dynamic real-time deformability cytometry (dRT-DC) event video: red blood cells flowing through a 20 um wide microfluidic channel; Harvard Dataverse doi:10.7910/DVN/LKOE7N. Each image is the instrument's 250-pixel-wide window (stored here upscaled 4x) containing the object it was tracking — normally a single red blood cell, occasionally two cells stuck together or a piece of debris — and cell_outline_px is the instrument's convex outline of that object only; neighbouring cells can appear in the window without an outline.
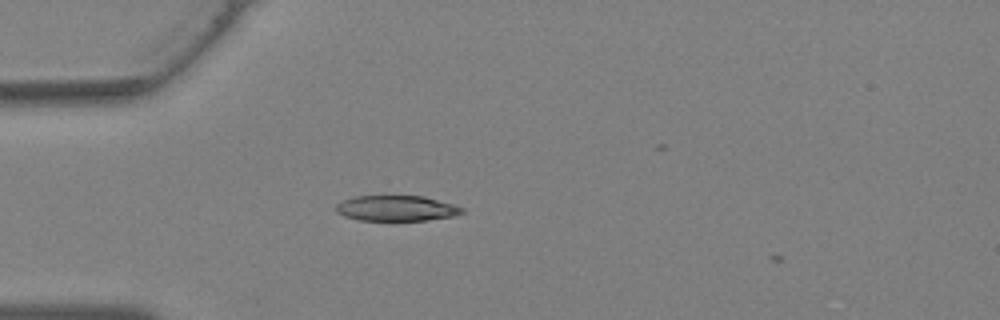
{"species": "Egyptian fruit bat (a non-hibernating species)", "species_latin": "Rousettus aegyptiacus", "temperature_condition": "warm", "stored_images_in_passage": 26, "camera_frame_rate_fps": 3000, "um_per_image_px": 0.085, "animal": {"sex": "female"}, "frame": {"image": 1, "passage_image": 2, "time_ms": 0.333, "image_size_px": [1000, 320], "cell_outline_px": [[464, 212], [452, 216], [428, 220], [360, 220], [344, 216], [336, 212], [336, 204], [352, 196], [424, 196], [452, 204], [464, 208]], "centroid_in_image_um": [33.68, 17.7], "position_along_channel_um": 51.3, "area_um2": 18.61}}
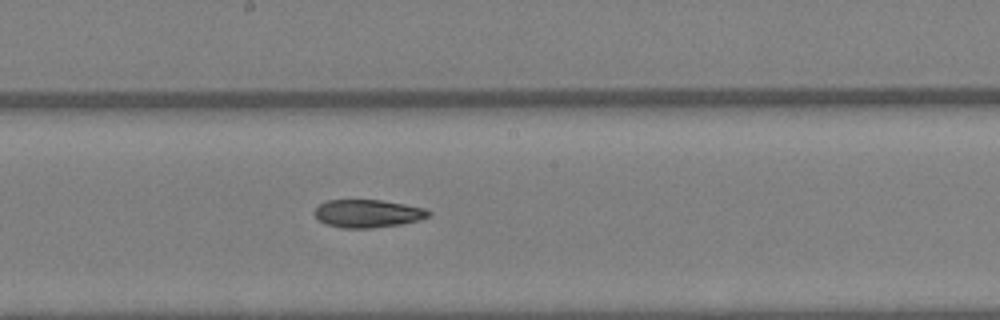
{"frame": {"image": 2, "passage_image": 12, "time_ms": 3.667, "image_size_px": [1000, 320], "cell_outline_px": [[432, 212], [428, 216], [416, 220], [400, 224], [372, 228], [344, 228], [328, 224], [320, 220], [316, 216], [316, 208], [320, 204], [328, 200], [380, 200], [404, 204], [424, 208]], "centroid_in_image_um": [31.27, 18.14], "position_along_channel_um": 216.9, "area_um2": 18.15}}
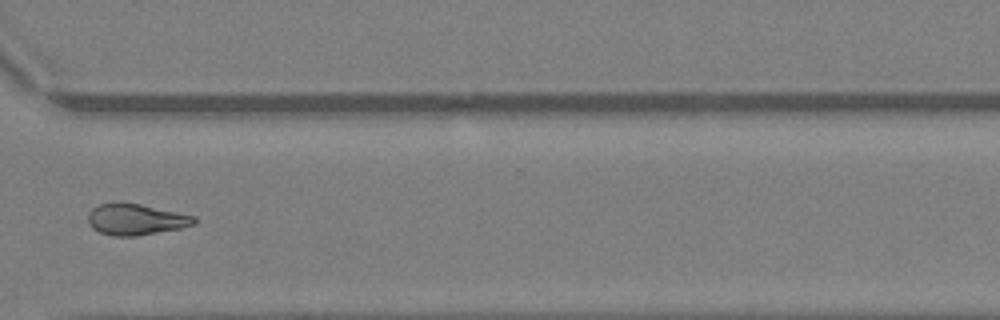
{"frame": {"image": 3, "passage_image": 20, "time_ms": 6.333, "image_size_px": [1000, 320], "cell_outline_px": [[196, 224], [180, 228], [136, 236], [112, 236], [100, 232], [92, 228], [88, 224], [88, 212], [92, 208], [100, 204], [140, 204], [196, 216]], "centroid_in_image_um": [11.55, 18.67], "position_along_channel_um": 359.1, "area_um2": 19.02}}